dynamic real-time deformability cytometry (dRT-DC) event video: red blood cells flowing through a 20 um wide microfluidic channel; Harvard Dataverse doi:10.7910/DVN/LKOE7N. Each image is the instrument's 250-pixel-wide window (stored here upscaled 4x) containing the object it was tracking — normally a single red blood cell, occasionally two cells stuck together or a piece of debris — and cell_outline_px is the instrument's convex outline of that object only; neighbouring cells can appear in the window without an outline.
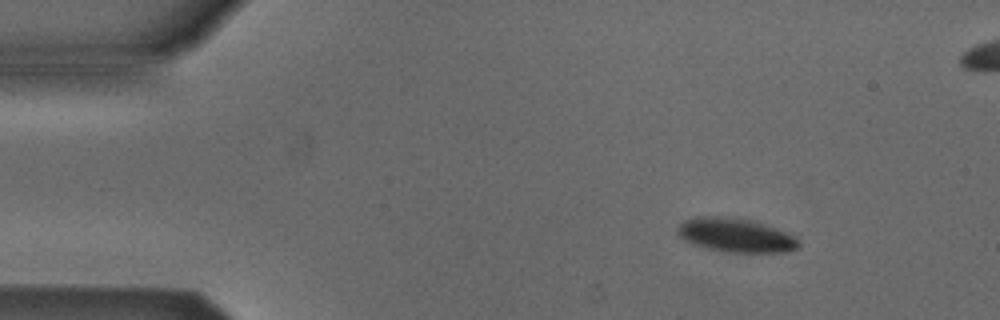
{"species": "Egyptian fruit bat (a non-hibernating species)", "species_latin": "Rousettus aegyptiacus", "temperature_condition": "cold", "stored_images_in_passage": 4, "camera_frame_rate_fps": 3000, "um_per_image_px": 0.085, "animal": {"sex": "male"}, "frame": {"image": 1, "passage_image": 1, "time_ms": 0.0, "image_size_px": [1000, 320], "cell_outline_px": [[800, 248], [788, 252], [728, 252], [704, 248], [692, 244], [684, 240], [676, 232], [676, 228], [684, 220], [704, 216], [752, 220], [796, 236], [800, 240]], "centroid_in_image_um": [62.56, 20.02], "position_along_channel_um": 22.4, "area_um2": 23.81}}